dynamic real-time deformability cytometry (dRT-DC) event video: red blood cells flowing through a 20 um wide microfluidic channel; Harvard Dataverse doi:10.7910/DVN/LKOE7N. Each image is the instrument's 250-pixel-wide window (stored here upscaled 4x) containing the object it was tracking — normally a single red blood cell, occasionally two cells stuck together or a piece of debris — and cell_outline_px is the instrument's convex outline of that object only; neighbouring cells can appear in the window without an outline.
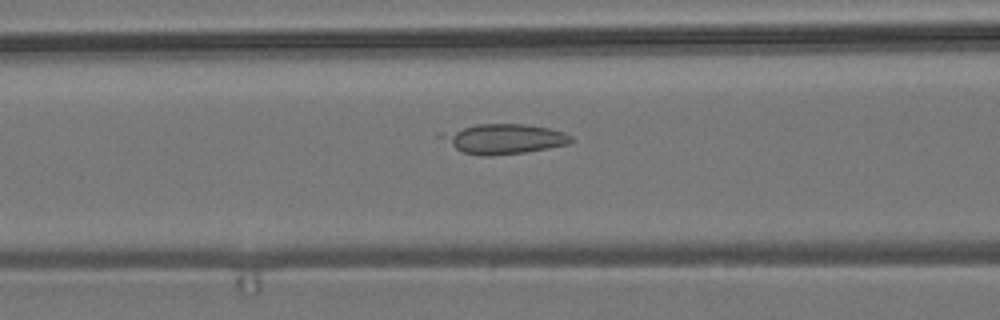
{"species": "common noctule bat (a hibernating species)", "species_latin": "Nyctalus noctula", "temperature_condition": "room temperature", "stored_images_in_passage": 21, "camera_frame_rate_fps": 3000, "um_per_image_px": 0.085, "animal": {"sex": "male", "body_mass_g": 19.2, "forearm_length_mm": 51.8}, "frame": {"image": 1, "passage_image": 8, "time_ms": 2.333, "image_size_px": [1000, 320], "cell_outline_px": [[572, 140], [568, 144], [524, 152], [492, 156], [480, 156], [464, 152], [456, 148], [436, 136], [436, 132], [476, 124], [524, 124], [548, 128], [564, 132], [572, 136]], "centroid_in_image_um": [42.74, 11.79], "position_along_channel_um": 123.9, "area_um2": 22.66}}